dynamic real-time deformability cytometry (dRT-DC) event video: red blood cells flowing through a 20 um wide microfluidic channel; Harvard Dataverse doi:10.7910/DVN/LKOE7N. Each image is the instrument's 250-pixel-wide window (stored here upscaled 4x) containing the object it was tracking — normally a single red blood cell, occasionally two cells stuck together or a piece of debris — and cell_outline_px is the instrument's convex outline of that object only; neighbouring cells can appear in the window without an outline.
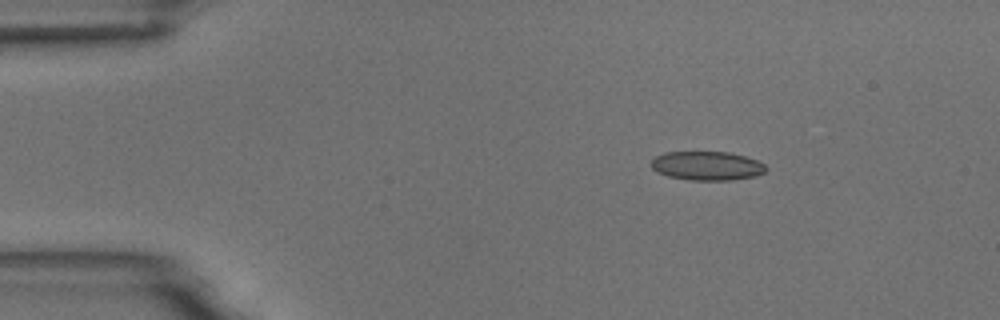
{"species": "common noctule bat (a hibernating species)", "species_latin": "Nyctalus noctula", "temperature_condition": "room temperature", "stored_images_in_passage": 5, "camera_frame_rate_fps": 3000, "um_per_image_px": 0.085, "animal": {"sex": "male", "body_mass_g": 18.8}, "frame": {"image": 1, "passage_image": 2, "time_ms": 1.333, "image_size_px": [1000, 320], "cell_outline_px": [[768, 168], [764, 172], [756, 176], [732, 180], [688, 180], [668, 176], [656, 172], [652, 168], [652, 160], [656, 156], [664, 152], [728, 152], [744, 156], [756, 160], [764, 164]], "centroid_in_image_um": [60.09, 14.1], "position_along_channel_um": 24.9, "area_um2": 19.36}}